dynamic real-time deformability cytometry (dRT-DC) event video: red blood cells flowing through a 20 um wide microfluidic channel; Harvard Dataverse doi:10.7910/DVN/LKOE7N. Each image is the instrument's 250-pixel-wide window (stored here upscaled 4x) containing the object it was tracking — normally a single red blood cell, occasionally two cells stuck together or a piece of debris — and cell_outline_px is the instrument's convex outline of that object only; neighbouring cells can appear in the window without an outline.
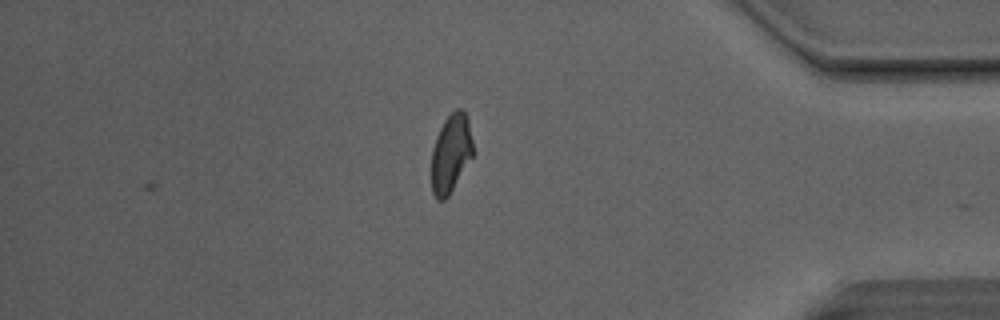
{"species": "Egyptian fruit bat (a non-hibernating species)", "species_latin": "Rousettus aegyptiacus", "temperature_condition": "room temperature", "stored_images_in_passage": 31, "camera_frame_rate_fps": 3000, "um_per_image_px": 0.085, "animal": {"sex": "male"}, "frame": {"image": 1, "passage_image": 31, "time_ms": 10.0, "image_size_px": [1000, 320], "cell_outline_px": [[472, 156], [448, 196], [444, 200], [436, 200], [432, 192], [432, 148], [436, 136], [444, 120], [456, 108], [464, 108], [468, 116], [472, 140]], "centroid_in_image_um": [38.32, 12.99], "position_along_channel_um": 396.9, "area_um2": 18.9}, "authors_computed_cell_mechanics": {"area_um2": 19.7676, "velocity_mm_per_s": 4.1478, "shape_relaxation_time_tau1_ms": 5.5396, "shape_relaxation_time_tau2_ms": 1.364, "deformation_change_tau1": 0.1476, "deformation_change_tau2": 0.0715}}